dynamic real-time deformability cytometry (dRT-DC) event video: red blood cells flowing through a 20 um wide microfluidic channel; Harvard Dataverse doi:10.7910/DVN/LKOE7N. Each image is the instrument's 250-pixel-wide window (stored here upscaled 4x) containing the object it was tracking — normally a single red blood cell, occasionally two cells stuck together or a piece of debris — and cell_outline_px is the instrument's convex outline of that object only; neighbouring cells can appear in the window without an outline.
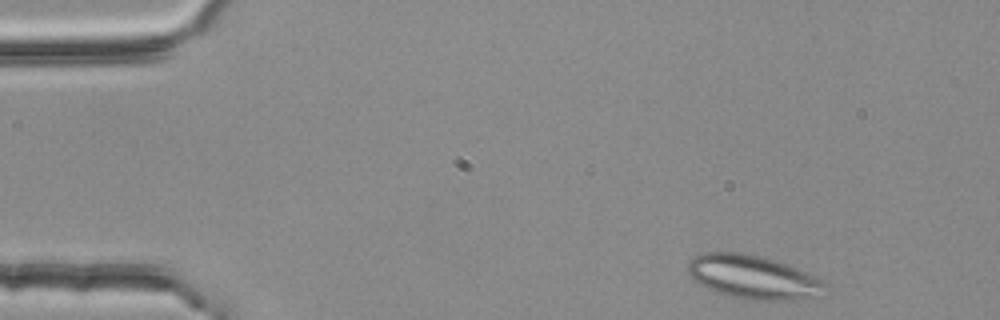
{"species": "common noctule bat (a hibernating species)", "species_latin": "Nyctalus noctula", "temperature_condition": "room temperature", "stored_images_in_passage": 45, "segment_of_instrument_passage": [1, 2], "camera_frame_rate_fps": 3000, "um_per_image_px": 0.085, "animal": {"sex": "female", "body_mass_g": 25.1}, "frame": {"image": 1, "passage_image": 1, "time_ms": 0.0, "image_size_px": [1000, 320], "cell_outline_px": [[832, 292], [824, 296], [796, 300], [756, 300], [732, 296], [716, 292], [692, 280], [684, 268], [692, 256], [704, 252], [740, 252], [764, 256], [776, 260], [816, 276]], "centroid_in_image_um": [64.03, 23.55], "position_along_channel_um": 21.0, "area_um2": 35.66}}